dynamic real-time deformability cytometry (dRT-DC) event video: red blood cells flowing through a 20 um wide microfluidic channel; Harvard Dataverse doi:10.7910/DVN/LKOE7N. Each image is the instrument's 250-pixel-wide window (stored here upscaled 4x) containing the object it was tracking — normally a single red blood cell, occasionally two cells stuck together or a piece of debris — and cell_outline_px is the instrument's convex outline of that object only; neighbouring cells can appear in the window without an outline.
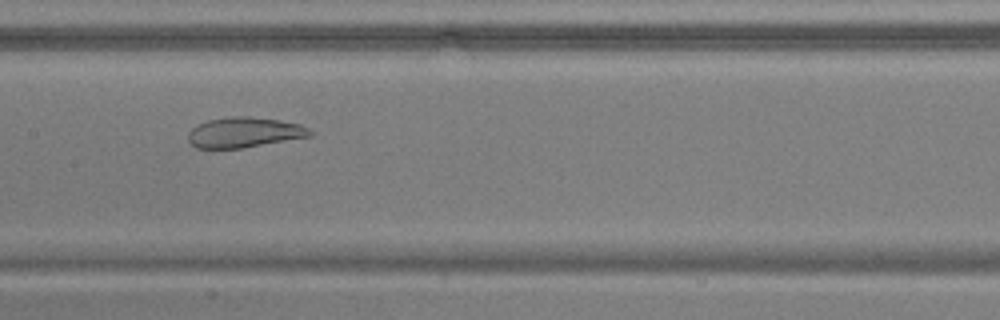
{"species": "common noctule bat (a hibernating species)", "species_latin": "Nyctalus noctula", "temperature_condition": "warm", "stored_images_in_passage": 45, "camera_frame_rate_fps": 3000, "um_per_image_px": 0.085, "animal": {"sex": "male", "body_mass_g": 17.9, "forearm_length_mm": 54.2}, "frame": {"image": 1, "passage_image": 19, "time_ms": 6.0, "image_size_px": [1000, 320], "cell_outline_px": [[312, 136], [240, 148], [196, 148], [188, 140], [188, 132], [196, 124], [208, 120], [232, 116], [248, 116], [280, 120], [300, 124], [308, 128], [312, 132]], "centroid_in_image_um": [20.74, 11.24], "position_along_channel_um": 186.7, "area_um2": 21.44}}
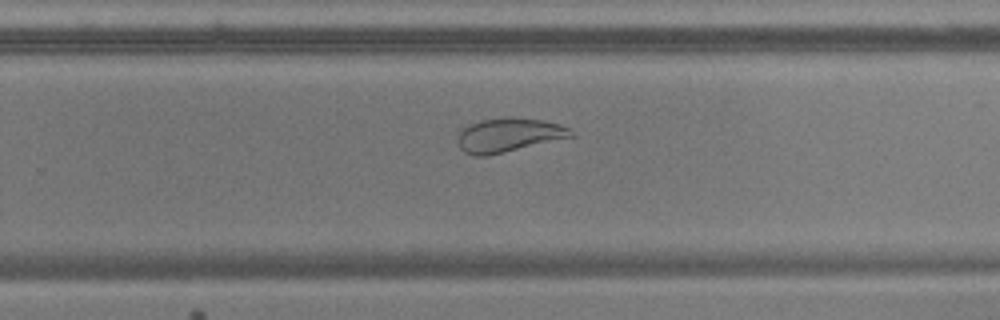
{"frame": {"image": 2, "passage_image": 27, "time_ms": 8.667, "image_size_px": [1000, 320], "cell_outline_px": [[576, 136], [488, 156], [476, 156], [464, 152], [460, 148], [456, 132], [460, 128], [468, 124], [480, 120], [504, 116], [512, 116], [544, 120], [560, 124], [576, 132]], "centroid_in_image_um": [43.23, 11.46], "position_along_channel_um": 286.6, "area_um2": 23.12}}
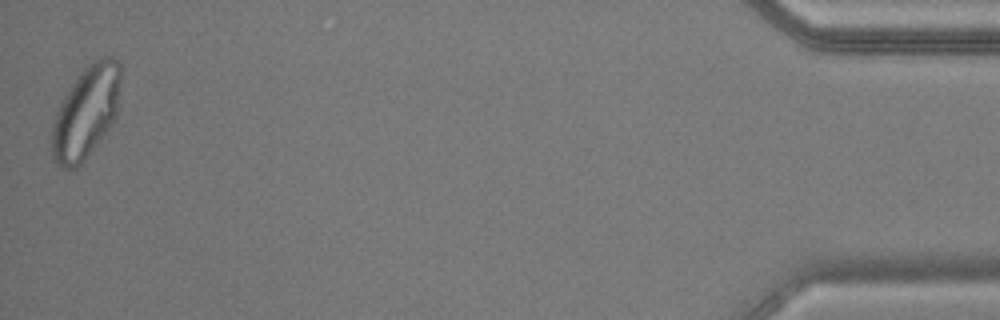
{"frame": {"image": 3, "passage_image": 45, "time_ms": 14.667, "image_size_px": [1000, 320], "cell_outline_px": [[120, 80], [116, 116], [112, 124], [84, 160], [76, 168], [60, 168], [56, 164], [52, 156], [52, 124], [56, 112], [64, 96], [72, 84], [84, 68], [96, 56], [112, 56], [120, 64]], "centroid_in_image_um": [7.31, 9.52], "position_along_channel_um": 427.9, "area_um2": 36.82}, "authors_computed_cell_mechanics": {"area_um2": 29.3046, "velocity_mm_per_s": 3.7546, "shape_relaxation_time_tau1_ms": null, "shape_relaxation_time_tau2_ms": 0.9895, "deformation_change_tau1": null, "deformation_change_tau2": 0.0732}}